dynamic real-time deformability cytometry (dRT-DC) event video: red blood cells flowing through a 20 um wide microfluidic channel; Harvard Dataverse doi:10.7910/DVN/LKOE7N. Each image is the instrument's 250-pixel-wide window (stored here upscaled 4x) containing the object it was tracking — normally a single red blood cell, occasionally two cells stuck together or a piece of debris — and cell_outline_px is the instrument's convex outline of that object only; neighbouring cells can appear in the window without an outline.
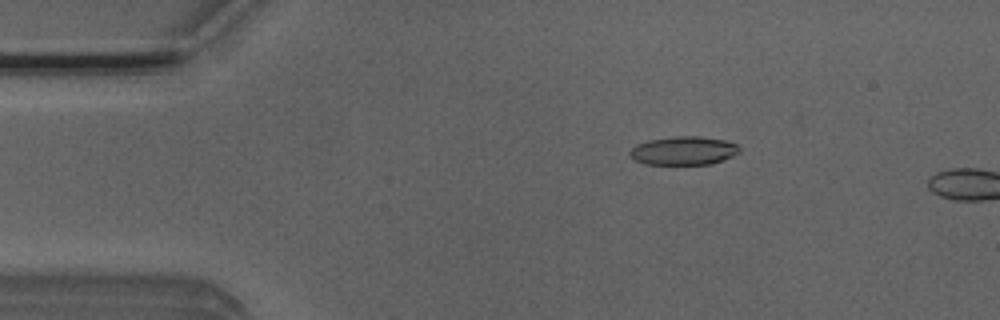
{"species": "Egyptian fruit bat (a non-hibernating species)", "species_latin": "Rousettus aegyptiacus", "temperature_condition": "room temperature", "stored_images_in_passage": 11, "camera_frame_rate_fps": 3000, "um_per_image_px": 0.085, "animal": {"sex": "male"}, "frame": {"image": 1, "passage_image": 9, "time_ms": 2.667, "image_size_px": [1000, 320], "cell_outline_px": [[740, 152], [732, 156], [712, 164], [644, 164], [636, 160], [628, 152], [636, 144], [648, 140], [676, 136], [700, 136], [728, 140], [736, 144], [740, 148]], "centroid_in_image_um": [58.13, 12.8], "position_along_channel_um": 26.9, "area_um2": 18.26}}